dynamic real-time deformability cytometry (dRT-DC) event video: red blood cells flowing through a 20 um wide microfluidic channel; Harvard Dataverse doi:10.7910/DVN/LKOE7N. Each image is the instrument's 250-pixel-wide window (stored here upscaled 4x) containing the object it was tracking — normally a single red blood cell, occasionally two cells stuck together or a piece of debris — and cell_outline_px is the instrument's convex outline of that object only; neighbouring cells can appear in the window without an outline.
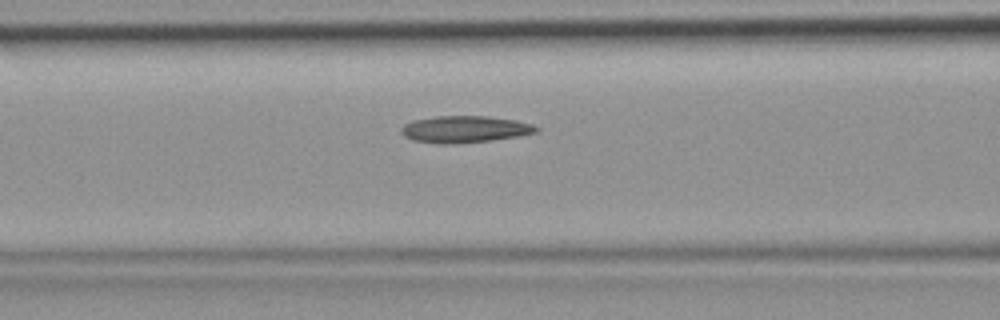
{"species": "common noctule bat (a hibernating species)", "species_latin": "Nyctalus noctula", "temperature_condition": "room temperature", "stored_images_in_passage": 44, "camera_frame_rate_fps": 3000, "um_per_image_px": 0.085, "animal": {"sex": "female", "body_mass_g": 19.9}, "frame": {"image": 1, "passage_image": 19, "time_ms": 6.0, "image_size_px": [1000, 320], "cell_outline_px": [[540, 128], [536, 132], [516, 136], [492, 140], [456, 144], [440, 144], [412, 140], [404, 136], [400, 132], [400, 128], [404, 124], [412, 120], [436, 116], [488, 116], [516, 120], [532, 124]], "centroid_in_image_um": [39.46, 10.98], "position_along_channel_um": 127.1, "area_um2": 21.21}}
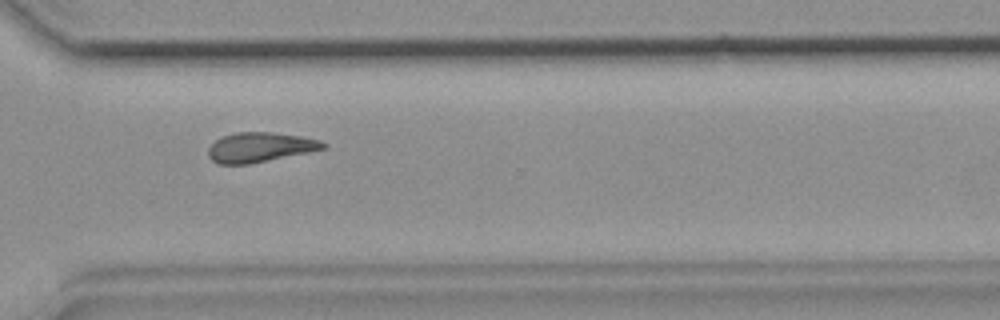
{"frame": {"image": 2, "passage_image": 34, "time_ms": 11.0, "image_size_px": [1000, 320], "cell_outline_px": [[328, 148], [248, 164], [220, 164], [212, 160], [208, 156], [208, 148], [220, 136], [236, 132], [272, 132], [300, 136], [320, 140], [328, 144]], "centroid_in_image_um": [22.1, 12.51], "position_along_channel_um": 348.5, "area_um2": 19.88}}
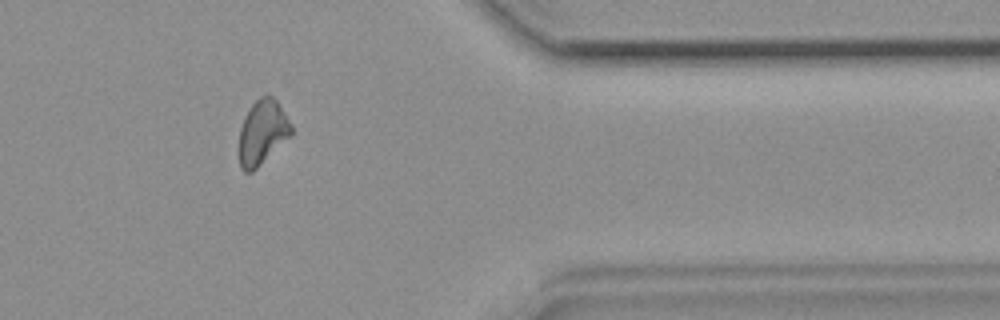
{"frame": {"image": 3, "passage_image": 38, "time_ms": 12.333, "image_size_px": [1000, 320], "cell_outline_px": [[292, 136], [252, 172], [244, 172], [240, 168], [240, 128], [244, 116], [252, 104], [260, 96], [268, 92], [276, 100], [288, 120], [292, 128]], "centroid_in_image_um": [22.31, 11.24], "position_along_channel_um": 389.1, "area_um2": 19.59}}